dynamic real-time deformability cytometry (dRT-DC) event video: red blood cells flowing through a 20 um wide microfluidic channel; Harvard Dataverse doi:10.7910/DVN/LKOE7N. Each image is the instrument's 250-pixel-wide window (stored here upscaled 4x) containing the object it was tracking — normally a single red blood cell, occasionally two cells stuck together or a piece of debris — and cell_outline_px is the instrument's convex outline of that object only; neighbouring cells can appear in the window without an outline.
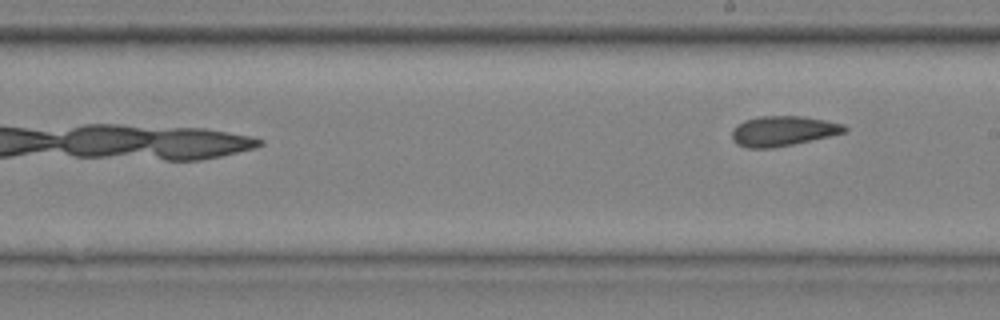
{"species": "common noctule bat (a hibernating species)", "species_latin": "Nyctalus noctula", "temperature_condition": "cold", "stored_images_in_passage": 10, "camera_frame_rate_fps": 3000, "um_per_image_px": 0.085, "animal": {"sex": "male", "body_mass_g": 20.4}, "frame": {"image": 1, "passage_image": 10, "time_ms": 3.0, "image_size_px": [1000, 320], "cell_outline_px": [[848, 132], [792, 144], [772, 148], [748, 148], [736, 144], [732, 140], [732, 132], [736, 124], [744, 120], [760, 116], [804, 116], [844, 124], [848, 128]], "centroid_in_image_um": [66.54, 11.13], "position_along_channel_um": 222.5, "area_um2": 19.77}}